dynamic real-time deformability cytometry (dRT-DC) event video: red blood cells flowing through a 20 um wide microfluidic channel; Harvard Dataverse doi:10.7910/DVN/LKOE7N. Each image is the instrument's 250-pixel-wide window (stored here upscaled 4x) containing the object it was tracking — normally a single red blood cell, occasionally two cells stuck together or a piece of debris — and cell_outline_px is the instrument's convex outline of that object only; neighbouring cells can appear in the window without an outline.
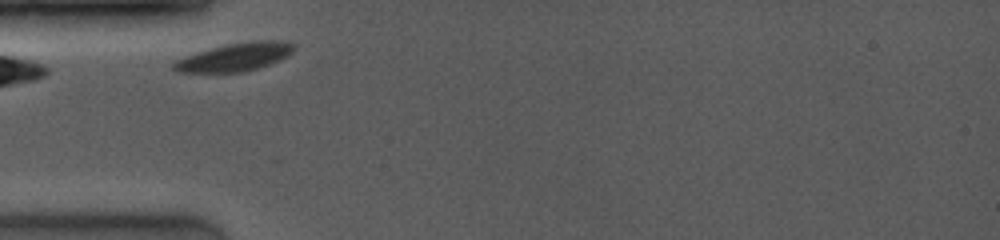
{"species": "common noctule bat (a hibernating species)", "species_latin": "Nyctalus noctula", "temperature_condition": "room temperature", "stored_images_in_passage": 20, "camera_frame_rate_fps": 4000, "um_per_image_px": 0.085, "animal": {"sex": "female", "body_mass_g": 19.0, "forearm_length_mm": 53.3}, "frame": {"image": 1, "passage_image": 1, "time_ms": 0.0, "image_size_px": [1000, 240], "cell_outline_px": [[292, 52], [288, 56], [268, 64], [244, 72], [176, 72], [172, 68], [172, 64], [176, 60], [212, 48], [228, 44], [256, 40], [272, 40], [292, 44]], "centroid_in_image_um": [19.93, 4.86], "position_along_channel_um": 65.1, "area_um2": 19.07}}
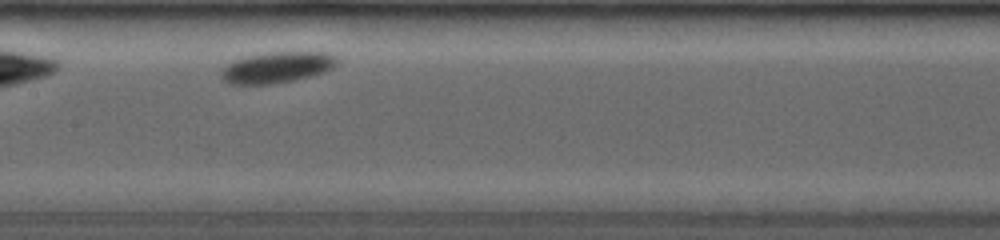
{"frame": {"image": 2, "passage_image": 9, "time_ms": 3.25, "image_size_px": [1000, 240], "cell_outline_px": [[340, 60], [332, 68], [324, 72], [292, 80], [268, 84], [228, 84], [220, 76], [220, 72], [228, 64], [236, 60], [248, 56], [268, 52], [328, 52], [336, 56]], "centroid_in_image_um": [23.56, 5.72], "position_along_channel_um": 183.8, "area_um2": 20.75}}
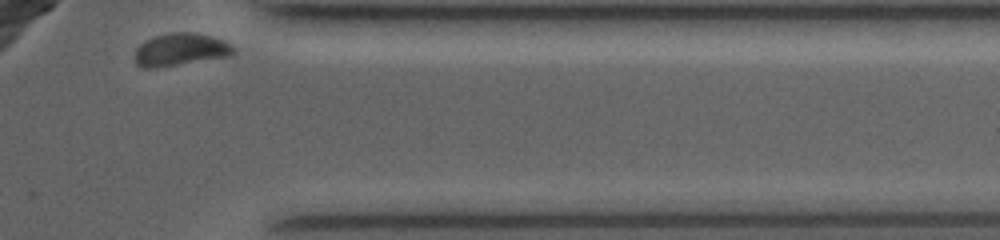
{"frame": {"image": 3, "passage_image": 20, "time_ms": 9.0, "image_size_px": [1000, 240], "cell_outline_px": [[236, 52], [228, 56], [156, 68], [144, 68], [136, 64], [136, 48], [144, 40], [152, 36], [168, 32], [188, 32], [208, 36], [224, 40], [236, 48]], "centroid_in_image_um": [15.32, 4.2], "position_along_channel_um": 396.1, "area_um2": 18.67}}